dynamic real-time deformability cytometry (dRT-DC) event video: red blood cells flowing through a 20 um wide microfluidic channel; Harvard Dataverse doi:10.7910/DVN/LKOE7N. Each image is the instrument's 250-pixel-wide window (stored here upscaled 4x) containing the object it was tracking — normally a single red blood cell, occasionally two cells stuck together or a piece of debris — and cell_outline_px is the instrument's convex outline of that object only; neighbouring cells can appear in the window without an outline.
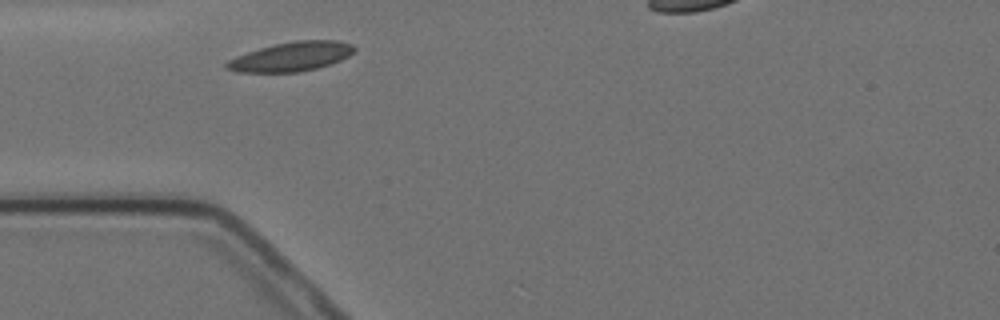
{"species": "Egyptian fruit bat (a non-hibernating species)", "species_latin": "Rousettus aegyptiacus", "temperature_condition": "cold", "stored_images_in_passage": 2, "camera_frame_rate_fps": 3000, "um_per_image_px": 0.085, "animal": {"sex": "female"}, "frame": {"image": 1, "passage_image": 1, "time_ms": 0.0, "image_size_px": [1000, 320], "cell_outline_px": [[356, 48], [348, 56], [340, 60], [316, 68], [300, 72], [236, 72], [224, 68], [224, 64], [228, 60], [236, 56], [260, 48], [276, 44], [296, 40], [336, 40], [352, 44]], "centroid_in_image_um": [24.73, 4.81], "position_along_channel_um": 60.3, "area_um2": 21.62}}
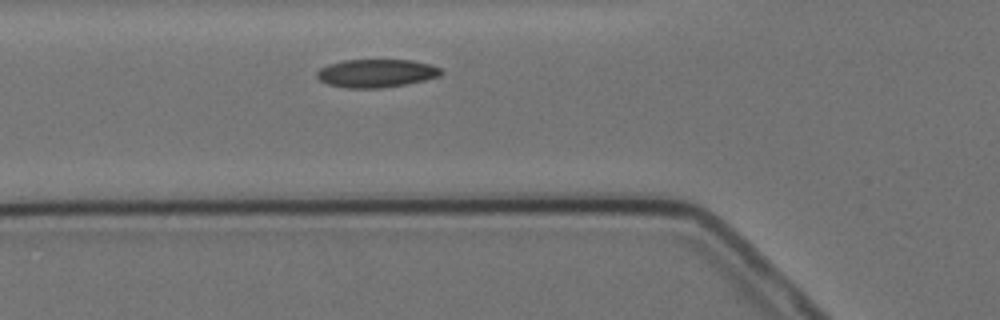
{"frame": {"image": 2, "passage_image": 2, "time_ms": 1.0, "image_size_px": [1000, 320], "cell_outline_px": [[444, 72], [440, 76], [424, 80], [404, 84], [380, 88], [348, 88], [328, 84], [320, 80], [316, 76], [316, 72], [320, 68], [328, 64], [344, 60], [412, 60], [432, 64], [440, 68]], "centroid_in_image_um": [31.99, 6.22], "position_along_channel_um": 93.8, "area_um2": 20.4}}